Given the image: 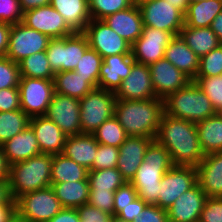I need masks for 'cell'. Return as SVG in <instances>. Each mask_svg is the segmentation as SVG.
Here are the masks:
<instances>
[{"instance_id": "cell-1", "label": "cell", "mask_w": 222, "mask_h": 222, "mask_svg": "<svg viewBox=\"0 0 222 222\" xmlns=\"http://www.w3.org/2000/svg\"><path fill=\"white\" fill-rule=\"evenodd\" d=\"M155 140L167 149L175 166L197 167L205 156L194 122L163 113Z\"/></svg>"}, {"instance_id": "cell-2", "label": "cell", "mask_w": 222, "mask_h": 222, "mask_svg": "<svg viewBox=\"0 0 222 222\" xmlns=\"http://www.w3.org/2000/svg\"><path fill=\"white\" fill-rule=\"evenodd\" d=\"M164 113V100L116 99L114 116L128 136L156 138L161 117Z\"/></svg>"}, {"instance_id": "cell-3", "label": "cell", "mask_w": 222, "mask_h": 222, "mask_svg": "<svg viewBox=\"0 0 222 222\" xmlns=\"http://www.w3.org/2000/svg\"><path fill=\"white\" fill-rule=\"evenodd\" d=\"M173 166L167 149L153 140L147 147L144 160L130 182L137 191L138 198L146 204L156 205L161 179Z\"/></svg>"}, {"instance_id": "cell-4", "label": "cell", "mask_w": 222, "mask_h": 222, "mask_svg": "<svg viewBox=\"0 0 222 222\" xmlns=\"http://www.w3.org/2000/svg\"><path fill=\"white\" fill-rule=\"evenodd\" d=\"M52 154L41 153L9 166L8 185L13 200L51 186Z\"/></svg>"}, {"instance_id": "cell-5", "label": "cell", "mask_w": 222, "mask_h": 222, "mask_svg": "<svg viewBox=\"0 0 222 222\" xmlns=\"http://www.w3.org/2000/svg\"><path fill=\"white\" fill-rule=\"evenodd\" d=\"M164 113L190 122H200L217 112L205 93L191 81L164 99Z\"/></svg>"}, {"instance_id": "cell-6", "label": "cell", "mask_w": 222, "mask_h": 222, "mask_svg": "<svg viewBox=\"0 0 222 222\" xmlns=\"http://www.w3.org/2000/svg\"><path fill=\"white\" fill-rule=\"evenodd\" d=\"M88 48L86 35L83 32H75L66 37L51 38L46 56L54 73L74 71Z\"/></svg>"}, {"instance_id": "cell-7", "label": "cell", "mask_w": 222, "mask_h": 222, "mask_svg": "<svg viewBox=\"0 0 222 222\" xmlns=\"http://www.w3.org/2000/svg\"><path fill=\"white\" fill-rule=\"evenodd\" d=\"M80 103L82 133L92 134L103 122L114 116L116 96L114 92L94 88Z\"/></svg>"}, {"instance_id": "cell-8", "label": "cell", "mask_w": 222, "mask_h": 222, "mask_svg": "<svg viewBox=\"0 0 222 222\" xmlns=\"http://www.w3.org/2000/svg\"><path fill=\"white\" fill-rule=\"evenodd\" d=\"M16 211L30 222H48L63 209L52 186L20 196Z\"/></svg>"}, {"instance_id": "cell-9", "label": "cell", "mask_w": 222, "mask_h": 222, "mask_svg": "<svg viewBox=\"0 0 222 222\" xmlns=\"http://www.w3.org/2000/svg\"><path fill=\"white\" fill-rule=\"evenodd\" d=\"M138 7L144 27L168 31L177 36L185 25V14L167 0L140 1Z\"/></svg>"}, {"instance_id": "cell-10", "label": "cell", "mask_w": 222, "mask_h": 222, "mask_svg": "<svg viewBox=\"0 0 222 222\" xmlns=\"http://www.w3.org/2000/svg\"><path fill=\"white\" fill-rule=\"evenodd\" d=\"M53 80L20 77V107L30 118L45 116L54 94Z\"/></svg>"}, {"instance_id": "cell-11", "label": "cell", "mask_w": 222, "mask_h": 222, "mask_svg": "<svg viewBox=\"0 0 222 222\" xmlns=\"http://www.w3.org/2000/svg\"><path fill=\"white\" fill-rule=\"evenodd\" d=\"M50 39L48 35L28 28L22 22L12 24L5 57L18 64L30 55L46 51Z\"/></svg>"}, {"instance_id": "cell-12", "label": "cell", "mask_w": 222, "mask_h": 222, "mask_svg": "<svg viewBox=\"0 0 222 222\" xmlns=\"http://www.w3.org/2000/svg\"><path fill=\"white\" fill-rule=\"evenodd\" d=\"M197 183V170L194 166H173L161 179L158 202L167 210L174 201Z\"/></svg>"}, {"instance_id": "cell-13", "label": "cell", "mask_w": 222, "mask_h": 222, "mask_svg": "<svg viewBox=\"0 0 222 222\" xmlns=\"http://www.w3.org/2000/svg\"><path fill=\"white\" fill-rule=\"evenodd\" d=\"M83 33L88 39L89 47L94 49L102 58L131 53V45L103 20L91 19Z\"/></svg>"}, {"instance_id": "cell-14", "label": "cell", "mask_w": 222, "mask_h": 222, "mask_svg": "<svg viewBox=\"0 0 222 222\" xmlns=\"http://www.w3.org/2000/svg\"><path fill=\"white\" fill-rule=\"evenodd\" d=\"M173 37L168 31L143 27L141 36L131 45L133 59L148 66L163 59L165 49Z\"/></svg>"}, {"instance_id": "cell-15", "label": "cell", "mask_w": 222, "mask_h": 222, "mask_svg": "<svg viewBox=\"0 0 222 222\" xmlns=\"http://www.w3.org/2000/svg\"><path fill=\"white\" fill-rule=\"evenodd\" d=\"M45 116L57 124L66 136L82 133L79 99L54 92Z\"/></svg>"}, {"instance_id": "cell-16", "label": "cell", "mask_w": 222, "mask_h": 222, "mask_svg": "<svg viewBox=\"0 0 222 222\" xmlns=\"http://www.w3.org/2000/svg\"><path fill=\"white\" fill-rule=\"evenodd\" d=\"M22 23L50 38H62L75 33L50 4L25 11Z\"/></svg>"}, {"instance_id": "cell-17", "label": "cell", "mask_w": 222, "mask_h": 222, "mask_svg": "<svg viewBox=\"0 0 222 222\" xmlns=\"http://www.w3.org/2000/svg\"><path fill=\"white\" fill-rule=\"evenodd\" d=\"M152 86L158 99L186 87L192 80L165 58L149 65Z\"/></svg>"}, {"instance_id": "cell-18", "label": "cell", "mask_w": 222, "mask_h": 222, "mask_svg": "<svg viewBox=\"0 0 222 222\" xmlns=\"http://www.w3.org/2000/svg\"><path fill=\"white\" fill-rule=\"evenodd\" d=\"M118 100H146L157 98L152 86V79L148 65L135 62L130 75L123 79L115 92Z\"/></svg>"}, {"instance_id": "cell-19", "label": "cell", "mask_w": 222, "mask_h": 222, "mask_svg": "<svg viewBox=\"0 0 222 222\" xmlns=\"http://www.w3.org/2000/svg\"><path fill=\"white\" fill-rule=\"evenodd\" d=\"M206 193L198 183L181 194L167 209L169 222H199L206 201Z\"/></svg>"}, {"instance_id": "cell-20", "label": "cell", "mask_w": 222, "mask_h": 222, "mask_svg": "<svg viewBox=\"0 0 222 222\" xmlns=\"http://www.w3.org/2000/svg\"><path fill=\"white\" fill-rule=\"evenodd\" d=\"M153 140L155 139L143 136H128L120 145L117 169L126 182H131L134 178L144 160L146 149Z\"/></svg>"}, {"instance_id": "cell-21", "label": "cell", "mask_w": 222, "mask_h": 222, "mask_svg": "<svg viewBox=\"0 0 222 222\" xmlns=\"http://www.w3.org/2000/svg\"><path fill=\"white\" fill-rule=\"evenodd\" d=\"M135 62L131 53L104 57L100 68L98 88L115 93L122 80L130 75Z\"/></svg>"}, {"instance_id": "cell-22", "label": "cell", "mask_w": 222, "mask_h": 222, "mask_svg": "<svg viewBox=\"0 0 222 222\" xmlns=\"http://www.w3.org/2000/svg\"><path fill=\"white\" fill-rule=\"evenodd\" d=\"M29 125L35 133L41 153L63 154L67 136L57 124L46 116H38L30 118Z\"/></svg>"}, {"instance_id": "cell-23", "label": "cell", "mask_w": 222, "mask_h": 222, "mask_svg": "<svg viewBox=\"0 0 222 222\" xmlns=\"http://www.w3.org/2000/svg\"><path fill=\"white\" fill-rule=\"evenodd\" d=\"M103 21L130 45L141 36L144 27L136 2L125 10L107 16Z\"/></svg>"}, {"instance_id": "cell-24", "label": "cell", "mask_w": 222, "mask_h": 222, "mask_svg": "<svg viewBox=\"0 0 222 222\" xmlns=\"http://www.w3.org/2000/svg\"><path fill=\"white\" fill-rule=\"evenodd\" d=\"M196 170L197 183L206 197H222V152L205 155Z\"/></svg>"}, {"instance_id": "cell-25", "label": "cell", "mask_w": 222, "mask_h": 222, "mask_svg": "<svg viewBox=\"0 0 222 222\" xmlns=\"http://www.w3.org/2000/svg\"><path fill=\"white\" fill-rule=\"evenodd\" d=\"M1 147L9 166L41 154L37 138L30 125Z\"/></svg>"}, {"instance_id": "cell-26", "label": "cell", "mask_w": 222, "mask_h": 222, "mask_svg": "<svg viewBox=\"0 0 222 222\" xmlns=\"http://www.w3.org/2000/svg\"><path fill=\"white\" fill-rule=\"evenodd\" d=\"M164 58L192 81L196 78L200 58L187 46L180 35L171 39L165 49Z\"/></svg>"}, {"instance_id": "cell-27", "label": "cell", "mask_w": 222, "mask_h": 222, "mask_svg": "<svg viewBox=\"0 0 222 222\" xmlns=\"http://www.w3.org/2000/svg\"><path fill=\"white\" fill-rule=\"evenodd\" d=\"M98 144L92 134L81 133L67 136L63 154L87 170H92Z\"/></svg>"}, {"instance_id": "cell-28", "label": "cell", "mask_w": 222, "mask_h": 222, "mask_svg": "<svg viewBox=\"0 0 222 222\" xmlns=\"http://www.w3.org/2000/svg\"><path fill=\"white\" fill-rule=\"evenodd\" d=\"M50 5L75 32H83L91 20L88 0H51Z\"/></svg>"}, {"instance_id": "cell-29", "label": "cell", "mask_w": 222, "mask_h": 222, "mask_svg": "<svg viewBox=\"0 0 222 222\" xmlns=\"http://www.w3.org/2000/svg\"><path fill=\"white\" fill-rule=\"evenodd\" d=\"M196 129L204 155L222 152V118L218 113L197 122Z\"/></svg>"}, {"instance_id": "cell-30", "label": "cell", "mask_w": 222, "mask_h": 222, "mask_svg": "<svg viewBox=\"0 0 222 222\" xmlns=\"http://www.w3.org/2000/svg\"><path fill=\"white\" fill-rule=\"evenodd\" d=\"M179 35L199 58L221 45L210 27L195 28L184 25Z\"/></svg>"}, {"instance_id": "cell-31", "label": "cell", "mask_w": 222, "mask_h": 222, "mask_svg": "<svg viewBox=\"0 0 222 222\" xmlns=\"http://www.w3.org/2000/svg\"><path fill=\"white\" fill-rule=\"evenodd\" d=\"M52 188L63 208H78L88 203L89 181L51 183Z\"/></svg>"}, {"instance_id": "cell-32", "label": "cell", "mask_w": 222, "mask_h": 222, "mask_svg": "<svg viewBox=\"0 0 222 222\" xmlns=\"http://www.w3.org/2000/svg\"><path fill=\"white\" fill-rule=\"evenodd\" d=\"M222 11V0H201L189 3L185 13L187 27H210L215 17Z\"/></svg>"}, {"instance_id": "cell-33", "label": "cell", "mask_w": 222, "mask_h": 222, "mask_svg": "<svg viewBox=\"0 0 222 222\" xmlns=\"http://www.w3.org/2000/svg\"><path fill=\"white\" fill-rule=\"evenodd\" d=\"M88 171L64 154H55L51 164V183L88 180Z\"/></svg>"}, {"instance_id": "cell-34", "label": "cell", "mask_w": 222, "mask_h": 222, "mask_svg": "<svg viewBox=\"0 0 222 222\" xmlns=\"http://www.w3.org/2000/svg\"><path fill=\"white\" fill-rule=\"evenodd\" d=\"M54 91L61 95L81 99L94 87L75 71L56 72L54 75Z\"/></svg>"}, {"instance_id": "cell-35", "label": "cell", "mask_w": 222, "mask_h": 222, "mask_svg": "<svg viewBox=\"0 0 222 222\" xmlns=\"http://www.w3.org/2000/svg\"><path fill=\"white\" fill-rule=\"evenodd\" d=\"M20 76L36 79L53 80L55 73L50 67L46 51L24 58L18 63Z\"/></svg>"}, {"instance_id": "cell-36", "label": "cell", "mask_w": 222, "mask_h": 222, "mask_svg": "<svg viewBox=\"0 0 222 222\" xmlns=\"http://www.w3.org/2000/svg\"><path fill=\"white\" fill-rule=\"evenodd\" d=\"M30 117L21 109L0 112V146L22 132Z\"/></svg>"}, {"instance_id": "cell-37", "label": "cell", "mask_w": 222, "mask_h": 222, "mask_svg": "<svg viewBox=\"0 0 222 222\" xmlns=\"http://www.w3.org/2000/svg\"><path fill=\"white\" fill-rule=\"evenodd\" d=\"M88 181L90 190L115 191L126 181L117 168L89 170Z\"/></svg>"}, {"instance_id": "cell-38", "label": "cell", "mask_w": 222, "mask_h": 222, "mask_svg": "<svg viewBox=\"0 0 222 222\" xmlns=\"http://www.w3.org/2000/svg\"><path fill=\"white\" fill-rule=\"evenodd\" d=\"M92 135L99 144L109 145L118 148L128 137L125 132V129L118 122L115 116L103 122L92 133Z\"/></svg>"}, {"instance_id": "cell-39", "label": "cell", "mask_w": 222, "mask_h": 222, "mask_svg": "<svg viewBox=\"0 0 222 222\" xmlns=\"http://www.w3.org/2000/svg\"><path fill=\"white\" fill-rule=\"evenodd\" d=\"M103 58L92 48H88L74 70L94 88H98L99 74Z\"/></svg>"}, {"instance_id": "cell-40", "label": "cell", "mask_w": 222, "mask_h": 222, "mask_svg": "<svg viewBox=\"0 0 222 222\" xmlns=\"http://www.w3.org/2000/svg\"><path fill=\"white\" fill-rule=\"evenodd\" d=\"M91 19L103 20L107 16L131 7L134 0H88Z\"/></svg>"}, {"instance_id": "cell-41", "label": "cell", "mask_w": 222, "mask_h": 222, "mask_svg": "<svg viewBox=\"0 0 222 222\" xmlns=\"http://www.w3.org/2000/svg\"><path fill=\"white\" fill-rule=\"evenodd\" d=\"M193 81L209 98L216 112L222 109V75L216 77H196Z\"/></svg>"}, {"instance_id": "cell-42", "label": "cell", "mask_w": 222, "mask_h": 222, "mask_svg": "<svg viewBox=\"0 0 222 222\" xmlns=\"http://www.w3.org/2000/svg\"><path fill=\"white\" fill-rule=\"evenodd\" d=\"M222 75V44L200 57L196 77H216Z\"/></svg>"}, {"instance_id": "cell-43", "label": "cell", "mask_w": 222, "mask_h": 222, "mask_svg": "<svg viewBox=\"0 0 222 222\" xmlns=\"http://www.w3.org/2000/svg\"><path fill=\"white\" fill-rule=\"evenodd\" d=\"M19 65L7 57L0 58V89L19 87Z\"/></svg>"}, {"instance_id": "cell-44", "label": "cell", "mask_w": 222, "mask_h": 222, "mask_svg": "<svg viewBox=\"0 0 222 222\" xmlns=\"http://www.w3.org/2000/svg\"><path fill=\"white\" fill-rule=\"evenodd\" d=\"M92 170L117 168L119 148L104 144H98L96 156H94Z\"/></svg>"}, {"instance_id": "cell-45", "label": "cell", "mask_w": 222, "mask_h": 222, "mask_svg": "<svg viewBox=\"0 0 222 222\" xmlns=\"http://www.w3.org/2000/svg\"><path fill=\"white\" fill-rule=\"evenodd\" d=\"M19 0H0V22L17 24L23 21Z\"/></svg>"}, {"instance_id": "cell-46", "label": "cell", "mask_w": 222, "mask_h": 222, "mask_svg": "<svg viewBox=\"0 0 222 222\" xmlns=\"http://www.w3.org/2000/svg\"><path fill=\"white\" fill-rule=\"evenodd\" d=\"M114 192L89 190L88 204L114 216Z\"/></svg>"}, {"instance_id": "cell-47", "label": "cell", "mask_w": 222, "mask_h": 222, "mask_svg": "<svg viewBox=\"0 0 222 222\" xmlns=\"http://www.w3.org/2000/svg\"><path fill=\"white\" fill-rule=\"evenodd\" d=\"M138 198L137 191L130 182H125L114 192V217H116L123 207L132 203Z\"/></svg>"}, {"instance_id": "cell-48", "label": "cell", "mask_w": 222, "mask_h": 222, "mask_svg": "<svg viewBox=\"0 0 222 222\" xmlns=\"http://www.w3.org/2000/svg\"><path fill=\"white\" fill-rule=\"evenodd\" d=\"M199 222H222V197H207Z\"/></svg>"}, {"instance_id": "cell-49", "label": "cell", "mask_w": 222, "mask_h": 222, "mask_svg": "<svg viewBox=\"0 0 222 222\" xmlns=\"http://www.w3.org/2000/svg\"><path fill=\"white\" fill-rule=\"evenodd\" d=\"M76 210L81 222H112L114 217L88 203L76 208Z\"/></svg>"}, {"instance_id": "cell-50", "label": "cell", "mask_w": 222, "mask_h": 222, "mask_svg": "<svg viewBox=\"0 0 222 222\" xmlns=\"http://www.w3.org/2000/svg\"><path fill=\"white\" fill-rule=\"evenodd\" d=\"M21 109L19 87L0 89V112Z\"/></svg>"}, {"instance_id": "cell-51", "label": "cell", "mask_w": 222, "mask_h": 222, "mask_svg": "<svg viewBox=\"0 0 222 222\" xmlns=\"http://www.w3.org/2000/svg\"><path fill=\"white\" fill-rule=\"evenodd\" d=\"M133 222H169L167 210L157 205L147 204L142 211L140 218Z\"/></svg>"}, {"instance_id": "cell-52", "label": "cell", "mask_w": 222, "mask_h": 222, "mask_svg": "<svg viewBox=\"0 0 222 222\" xmlns=\"http://www.w3.org/2000/svg\"><path fill=\"white\" fill-rule=\"evenodd\" d=\"M146 205L142 199L136 198L132 203L123 207V210L116 217L122 221L133 222L140 218Z\"/></svg>"}, {"instance_id": "cell-53", "label": "cell", "mask_w": 222, "mask_h": 222, "mask_svg": "<svg viewBox=\"0 0 222 222\" xmlns=\"http://www.w3.org/2000/svg\"><path fill=\"white\" fill-rule=\"evenodd\" d=\"M48 222H81L75 208H63Z\"/></svg>"}, {"instance_id": "cell-54", "label": "cell", "mask_w": 222, "mask_h": 222, "mask_svg": "<svg viewBox=\"0 0 222 222\" xmlns=\"http://www.w3.org/2000/svg\"><path fill=\"white\" fill-rule=\"evenodd\" d=\"M11 29V24L6 22H0V58L5 57L8 42H9V33Z\"/></svg>"}, {"instance_id": "cell-55", "label": "cell", "mask_w": 222, "mask_h": 222, "mask_svg": "<svg viewBox=\"0 0 222 222\" xmlns=\"http://www.w3.org/2000/svg\"><path fill=\"white\" fill-rule=\"evenodd\" d=\"M1 204H16L10 194L8 179L0 180V205Z\"/></svg>"}, {"instance_id": "cell-56", "label": "cell", "mask_w": 222, "mask_h": 222, "mask_svg": "<svg viewBox=\"0 0 222 222\" xmlns=\"http://www.w3.org/2000/svg\"><path fill=\"white\" fill-rule=\"evenodd\" d=\"M19 1H20V7L23 12L34 8L47 6L51 3V0H19Z\"/></svg>"}, {"instance_id": "cell-57", "label": "cell", "mask_w": 222, "mask_h": 222, "mask_svg": "<svg viewBox=\"0 0 222 222\" xmlns=\"http://www.w3.org/2000/svg\"><path fill=\"white\" fill-rule=\"evenodd\" d=\"M15 211H16V204H1L0 222H7Z\"/></svg>"}, {"instance_id": "cell-58", "label": "cell", "mask_w": 222, "mask_h": 222, "mask_svg": "<svg viewBox=\"0 0 222 222\" xmlns=\"http://www.w3.org/2000/svg\"><path fill=\"white\" fill-rule=\"evenodd\" d=\"M210 28L222 44V11L212 21Z\"/></svg>"}, {"instance_id": "cell-59", "label": "cell", "mask_w": 222, "mask_h": 222, "mask_svg": "<svg viewBox=\"0 0 222 222\" xmlns=\"http://www.w3.org/2000/svg\"><path fill=\"white\" fill-rule=\"evenodd\" d=\"M9 176V164L6 157L3 154L2 147L0 146V180L8 179Z\"/></svg>"}, {"instance_id": "cell-60", "label": "cell", "mask_w": 222, "mask_h": 222, "mask_svg": "<svg viewBox=\"0 0 222 222\" xmlns=\"http://www.w3.org/2000/svg\"><path fill=\"white\" fill-rule=\"evenodd\" d=\"M168 3H171L174 7L182 11L184 14L186 13L189 2L188 0H167Z\"/></svg>"}, {"instance_id": "cell-61", "label": "cell", "mask_w": 222, "mask_h": 222, "mask_svg": "<svg viewBox=\"0 0 222 222\" xmlns=\"http://www.w3.org/2000/svg\"><path fill=\"white\" fill-rule=\"evenodd\" d=\"M7 222H30L25 217L21 216L17 211H15Z\"/></svg>"}, {"instance_id": "cell-62", "label": "cell", "mask_w": 222, "mask_h": 222, "mask_svg": "<svg viewBox=\"0 0 222 222\" xmlns=\"http://www.w3.org/2000/svg\"><path fill=\"white\" fill-rule=\"evenodd\" d=\"M112 222H126V221H122V220L118 219L117 217H113Z\"/></svg>"}, {"instance_id": "cell-63", "label": "cell", "mask_w": 222, "mask_h": 222, "mask_svg": "<svg viewBox=\"0 0 222 222\" xmlns=\"http://www.w3.org/2000/svg\"><path fill=\"white\" fill-rule=\"evenodd\" d=\"M219 116L222 118V109H220L218 112Z\"/></svg>"}, {"instance_id": "cell-64", "label": "cell", "mask_w": 222, "mask_h": 222, "mask_svg": "<svg viewBox=\"0 0 222 222\" xmlns=\"http://www.w3.org/2000/svg\"><path fill=\"white\" fill-rule=\"evenodd\" d=\"M137 4L140 2V1H151V0H134Z\"/></svg>"}, {"instance_id": "cell-65", "label": "cell", "mask_w": 222, "mask_h": 222, "mask_svg": "<svg viewBox=\"0 0 222 222\" xmlns=\"http://www.w3.org/2000/svg\"><path fill=\"white\" fill-rule=\"evenodd\" d=\"M197 1H201V0H188L189 3H193V2H197Z\"/></svg>"}]
</instances>
